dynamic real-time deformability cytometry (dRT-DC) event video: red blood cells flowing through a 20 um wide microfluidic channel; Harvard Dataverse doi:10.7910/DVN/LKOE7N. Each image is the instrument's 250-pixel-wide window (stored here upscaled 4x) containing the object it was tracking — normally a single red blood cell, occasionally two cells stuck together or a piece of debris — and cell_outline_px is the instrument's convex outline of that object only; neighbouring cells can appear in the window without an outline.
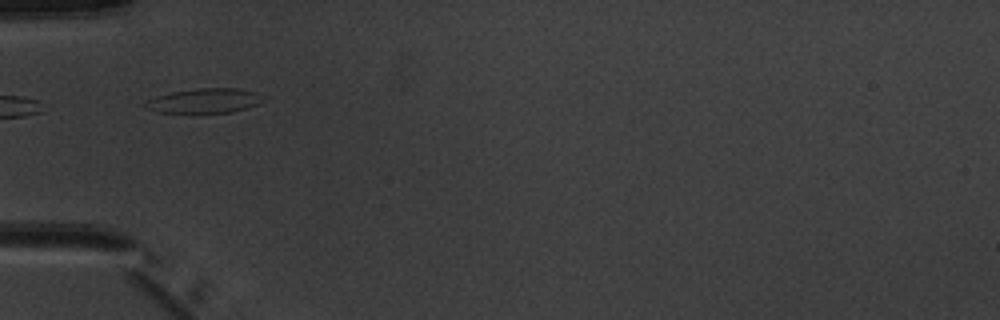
{"species": "common noctule bat (a hibernating species)", "species_latin": "Nyctalus noctula", "temperature_condition": "warm", "stored_images_in_passage": 1, "camera_frame_rate_fps": 3000, "um_per_image_px": 0.085, "animal": {"sex": "male", "body_mass_g": 20.1, "forearm_length_mm": 53.5}, "frame": {"image": 1, "passage_image": 1, "time_ms": 0.0, "image_size_px": [1000, 320], "cell_outline_px": [[268, 100], [260, 104], [248, 108], [232, 112], [192, 116], [156, 112], [144, 108], [140, 104], [144, 100], [156, 96], [172, 92], [196, 88], [240, 88], [260, 92], [268, 96]], "centroid_in_image_um": [17.4, 8.61], "position_along_channel_um": 67.6, "area_um2": 18.67}}